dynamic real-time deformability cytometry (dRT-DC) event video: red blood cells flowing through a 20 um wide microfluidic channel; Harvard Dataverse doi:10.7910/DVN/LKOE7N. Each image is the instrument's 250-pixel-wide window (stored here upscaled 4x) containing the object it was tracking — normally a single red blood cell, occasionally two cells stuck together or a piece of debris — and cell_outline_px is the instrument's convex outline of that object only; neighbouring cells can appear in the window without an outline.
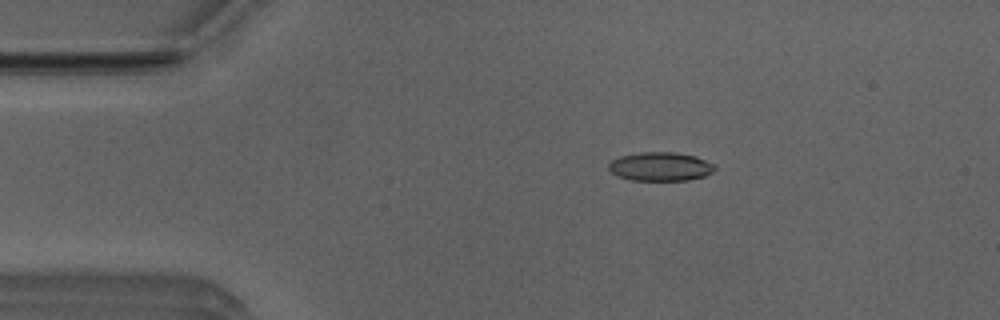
{"species": "Egyptian fruit bat (a non-hibernating species)", "species_latin": "Rousettus aegyptiacus", "temperature_condition": "room temperature", "stored_images_in_passage": 33, "camera_frame_rate_fps": 3000, "um_per_image_px": 0.085, "animal": {"sex": "male"}, "frame": {"image": 1, "passage_image": 1, "time_ms": 0.0, "image_size_px": [1000, 320], "cell_outline_px": [[716, 168], [712, 172], [704, 176], [688, 180], [632, 180], [620, 176], [612, 172], [608, 168], [608, 164], [612, 160], [620, 156], [640, 152], [676, 152], [696, 156], [716, 164]], "centroid_in_image_um": [56.17, 14.14], "position_along_channel_um": 28.8, "area_um2": 17.8}}
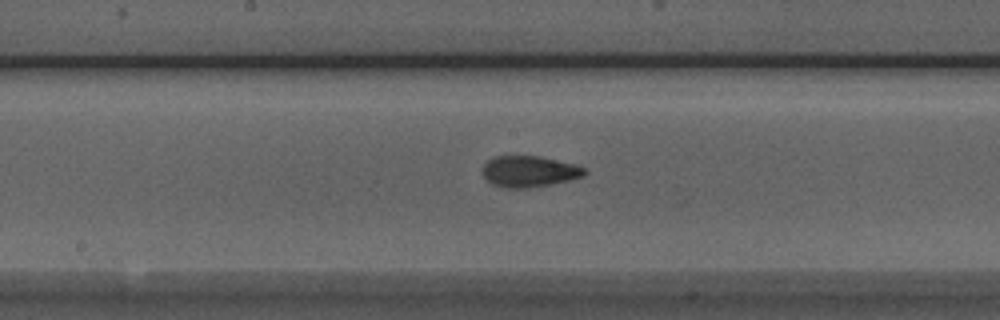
{"frame": {"image": 2, "passage_image": 18, "time_ms": 5.667, "image_size_px": [1000, 320], "cell_outline_px": [[588, 172], [584, 176], [552, 184], [528, 188], [500, 188], [492, 184], [484, 176], [484, 164], [488, 160], [496, 156], [540, 156], [576, 164], [584, 168]], "centroid_in_image_um": [45.01, 14.58], "position_along_channel_um": 203.2, "area_um2": 18.55}}
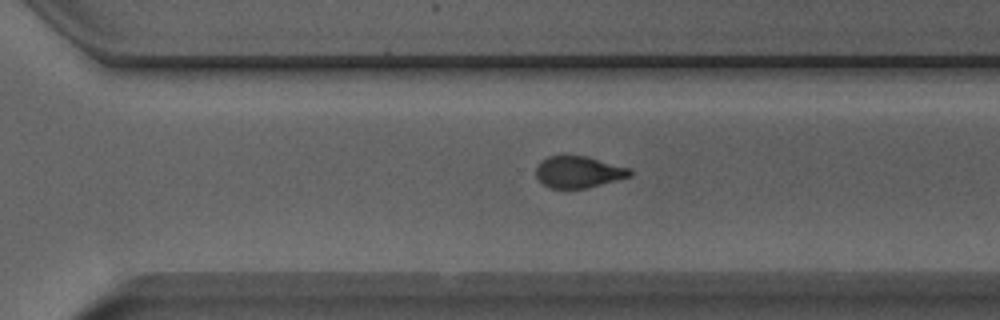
{"frame": {"image": 3, "passage_image": 27, "time_ms": 8.667, "image_size_px": [1000, 320], "cell_outline_px": [[632, 176], [588, 188], [552, 188], [544, 184], [536, 176], [536, 168], [540, 160], [548, 156], [588, 156], [632, 168]], "centroid_in_image_um": [49.22, 14.61], "position_along_channel_um": 321.4, "area_um2": 17.46}, "authors_computed_cell_mechanics": {"area_um2": 18.4382, "velocity_mm_per_s": 3.9506, "shape_relaxation_time_tau1_ms": 3.8411, "shape_relaxation_time_tau2_ms": 2.0021, "deformation_change_tau1": 0.1356, "deformation_change_tau2": 0.0753}}